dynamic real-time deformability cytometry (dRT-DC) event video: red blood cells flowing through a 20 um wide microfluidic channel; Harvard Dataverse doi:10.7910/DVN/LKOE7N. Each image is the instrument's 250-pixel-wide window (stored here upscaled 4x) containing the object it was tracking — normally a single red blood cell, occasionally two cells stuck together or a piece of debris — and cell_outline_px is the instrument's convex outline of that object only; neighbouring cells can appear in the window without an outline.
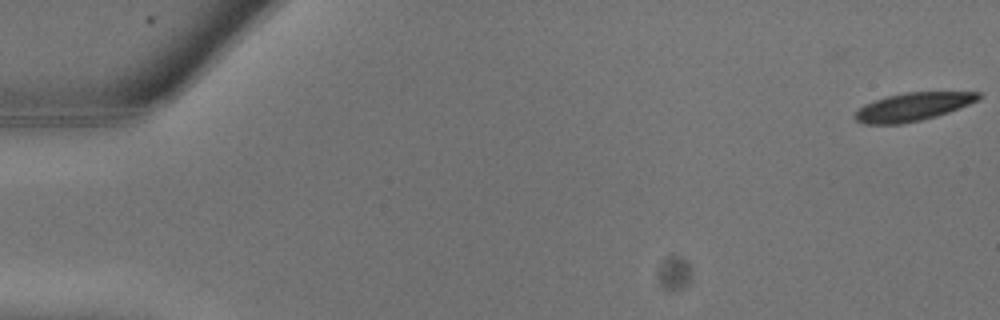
{"species": "common noctule bat (a hibernating species)", "species_latin": "Nyctalus noctula", "temperature_condition": "warm", "stored_images_in_passage": 26, "camera_frame_rate_fps": 3000, "um_per_image_px": 0.085, "animal": {"sex": "male", "body_mass_g": 13.3}, "frame": {"image": 1, "passage_image": 1, "time_ms": 0.0, "image_size_px": [1000, 320], "cell_outline_px": [[980, 96], [976, 100], [968, 104], [948, 112], [936, 116], [904, 124], [864, 124], [856, 120], [852, 116], [864, 104], [888, 96], [904, 92], [980, 92]], "centroid_in_image_um": [77.54, 9.08], "position_along_channel_um": 7.5, "area_um2": 20.0}}
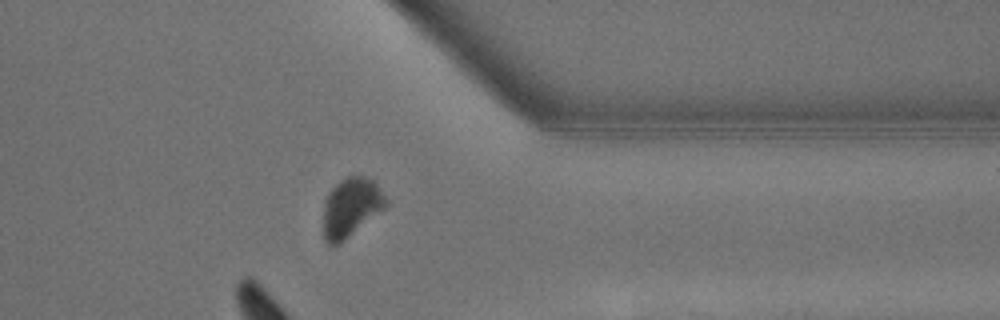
{"frame": {"image": 2, "passage_image": 21, "time_ms": 6.667, "image_size_px": [1000, 320], "cell_outline_px": [[388, 208], [340, 244], [328, 244], [324, 240], [324, 200], [328, 192], [340, 180], [348, 176], [364, 176], [372, 180], [376, 184], [388, 200]], "centroid_in_image_um": [29.87, 17.65], "position_along_channel_um": 381.5, "area_um2": 21.91}}
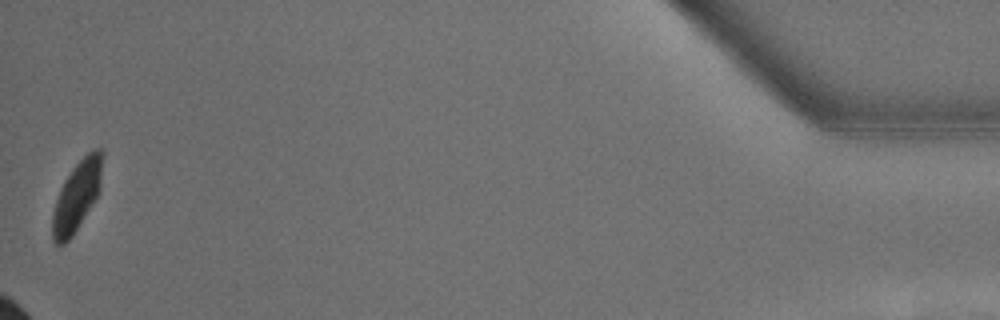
{"frame": {"image": 3, "passage_image": 26, "time_ms": 8.333, "image_size_px": [1000, 320], "cell_outline_px": [[104, 156], [100, 192], [72, 236], [64, 244], [56, 244], [52, 240], [52, 212], [60, 188], [64, 180], [72, 168], [88, 152], [96, 148], [100, 148], [104, 152]], "centroid_in_image_um": [6.55, 16.62], "position_along_channel_um": 428.6, "area_um2": 20.58}}